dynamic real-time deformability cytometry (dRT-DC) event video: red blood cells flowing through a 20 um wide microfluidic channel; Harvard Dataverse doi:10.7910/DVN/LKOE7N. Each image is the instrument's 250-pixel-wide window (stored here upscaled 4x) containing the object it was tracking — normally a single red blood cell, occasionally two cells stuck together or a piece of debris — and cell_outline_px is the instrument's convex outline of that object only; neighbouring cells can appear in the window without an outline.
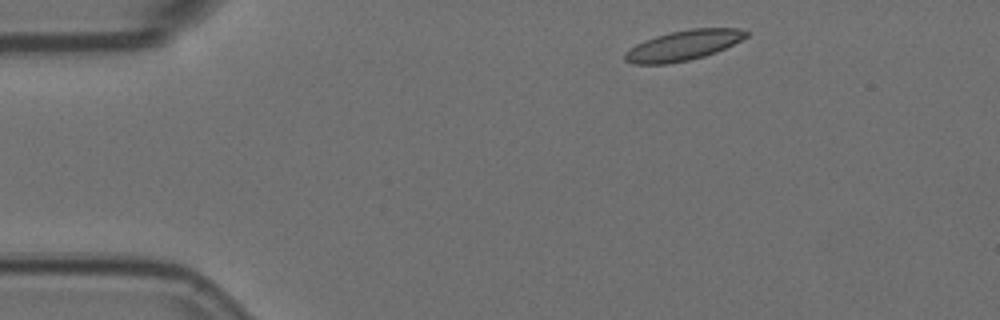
{"species": "Egyptian fruit bat (a non-hibernating species)", "species_latin": "Rousettus aegyptiacus", "temperature_condition": "room temperature", "stored_images_in_passage": 3, "camera_frame_rate_fps": 3000, "um_per_image_px": 0.085, "animal": {"sex": "female"}, "frame": {"image": 1, "passage_image": 1, "time_ms": 0.0, "image_size_px": [1000, 320], "cell_outline_px": [[748, 36], [716, 52], [704, 56], [688, 60], [668, 64], [632, 64], [624, 60], [624, 52], [636, 44], [644, 40], [668, 32], [692, 28], [740, 28], [748, 32]], "centroid_in_image_um": [58.04, 3.86], "position_along_channel_um": 27.0, "area_um2": 21.27}}